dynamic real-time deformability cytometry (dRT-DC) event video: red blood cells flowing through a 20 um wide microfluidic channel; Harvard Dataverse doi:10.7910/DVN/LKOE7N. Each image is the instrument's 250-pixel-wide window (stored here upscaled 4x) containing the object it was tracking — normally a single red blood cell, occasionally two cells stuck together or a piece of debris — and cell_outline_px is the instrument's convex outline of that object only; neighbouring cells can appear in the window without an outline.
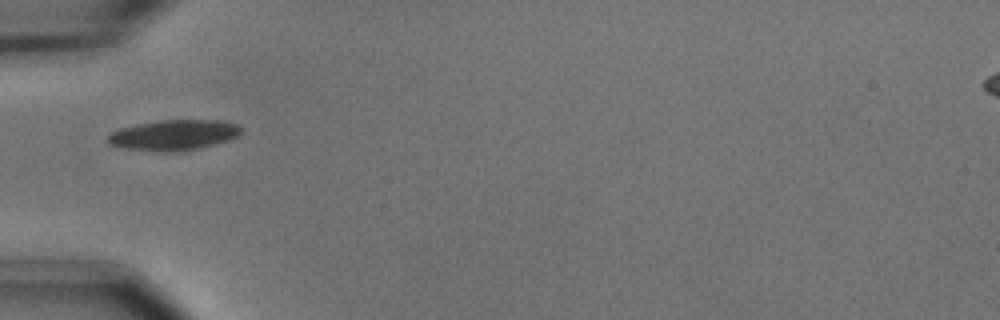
{"species": "common noctule bat (a hibernating species)", "species_latin": "Nyctalus noctula", "temperature_condition": "cold", "stored_images_in_passage": 3, "camera_frame_rate_fps": 3000, "um_per_image_px": 0.085, "animal": {"sex": "male", "body_mass_g": 15.6}, "frame": {"image": 1, "passage_image": 1, "time_ms": 0.0, "image_size_px": [1000, 320], "cell_outline_px": [[240, 132], [236, 136], [228, 140], [180, 152], [164, 152], [124, 148], [108, 144], [104, 140], [112, 132], [120, 128], [160, 120], [224, 120], [236, 124], [240, 128]], "centroid_in_image_um": [14.72, 11.48], "position_along_channel_um": 70.3, "area_um2": 23.47}}
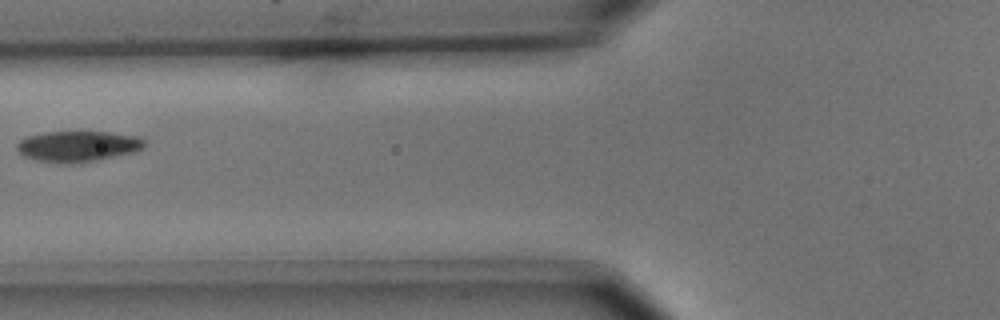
{"frame": {"image": 2, "passage_image": 2, "time_ms": 0.333, "image_size_px": [1000, 320], "cell_outline_px": [[148, 140], [144, 148], [132, 152], [96, 160], [68, 164], [64, 164], [36, 160], [24, 156], [16, 148], [16, 144], [20, 140], [28, 136], [44, 132], [108, 132], [140, 136]], "centroid_in_image_um": [6.64, 12.43], "position_along_channel_um": 119.2, "area_um2": 22.95}}